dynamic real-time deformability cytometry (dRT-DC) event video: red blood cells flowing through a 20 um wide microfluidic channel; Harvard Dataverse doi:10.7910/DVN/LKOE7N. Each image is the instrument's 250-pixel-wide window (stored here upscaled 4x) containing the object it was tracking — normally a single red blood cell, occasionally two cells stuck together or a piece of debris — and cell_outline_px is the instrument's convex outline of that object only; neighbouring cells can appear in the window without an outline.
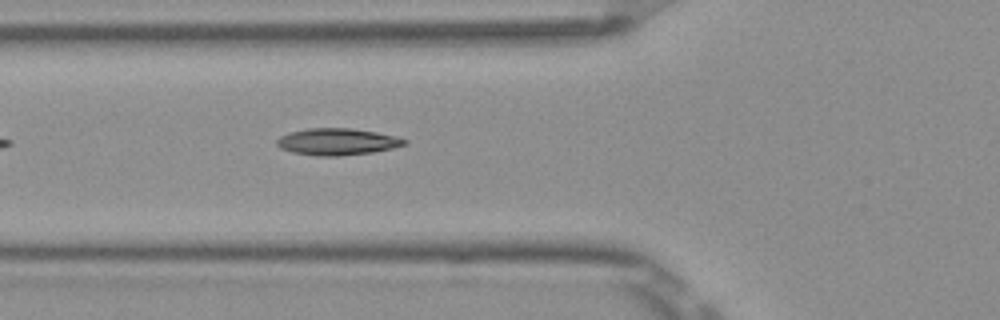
{"species": "Egyptian fruit bat (a non-hibernating species)", "species_latin": "Rousettus aegyptiacus", "temperature_condition": "room temperature", "stored_images_in_passage": 3, "camera_frame_rate_fps": 3000, "um_per_image_px": 0.085, "frame": {"image": 1, "passage_image": 3, "time_ms": 0.667, "image_size_px": [1000, 320], "cell_outline_px": [[408, 144], [392, 148], [372, 152], [340, 156], [316, 156], [292, 152], [280, 148], [276, 144], [276, 140], [280, 136], [288, 132], [308, 128], [352, 128], [376, 132], [396, 136], [408, 140]], "centroid_in_image_um": [28.66, 12.04], "position_along_channel_um": 97.1, "area_um2": 20.06}}